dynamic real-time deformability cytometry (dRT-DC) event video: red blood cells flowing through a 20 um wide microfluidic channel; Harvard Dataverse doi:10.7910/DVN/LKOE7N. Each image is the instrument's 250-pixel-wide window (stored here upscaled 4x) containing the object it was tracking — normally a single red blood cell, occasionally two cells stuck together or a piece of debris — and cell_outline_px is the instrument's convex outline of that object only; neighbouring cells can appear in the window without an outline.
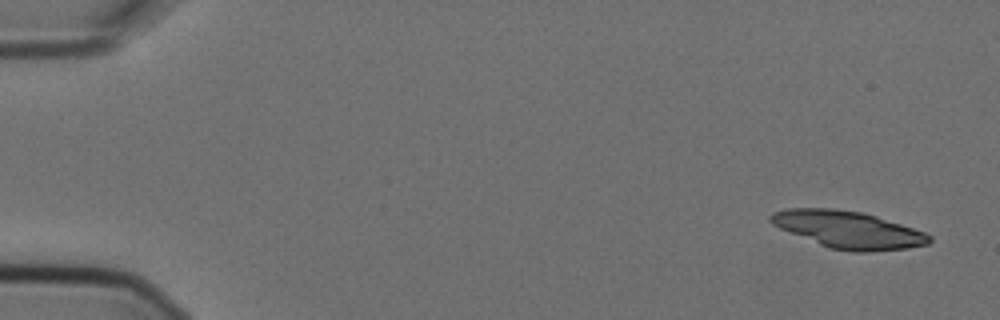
{"species": "Egyptian fruit bat (a non-hibernating species)", "species_latin": "Rousettus aegyptiacus", "temperature_condition": "cold", "stored_images_in_passage": 5, "camera_frame_rate_fps": 3000, "um_per_image_px": 0.085, "animal": {"sex": "female"}, "frame": {"image": 1, "passage_image": 1, "time_ms": 0.0, "image_size_px": [1000, 320], "cell_outline_px": [[932, 240], [928, 244], [908, 248], [868, 252], [852, 252], [828, 248], [780, 228], [772, 224], [768, 220], [768, 216], [772, 212], [784, 208], [832, 208], [860, 212], [876, 216], [924, 232], [932, 236]], "centroid_in_image_um": [72.06, 19.52], "position_along_channel_um": 12.9, "area_um2": 34.33}}